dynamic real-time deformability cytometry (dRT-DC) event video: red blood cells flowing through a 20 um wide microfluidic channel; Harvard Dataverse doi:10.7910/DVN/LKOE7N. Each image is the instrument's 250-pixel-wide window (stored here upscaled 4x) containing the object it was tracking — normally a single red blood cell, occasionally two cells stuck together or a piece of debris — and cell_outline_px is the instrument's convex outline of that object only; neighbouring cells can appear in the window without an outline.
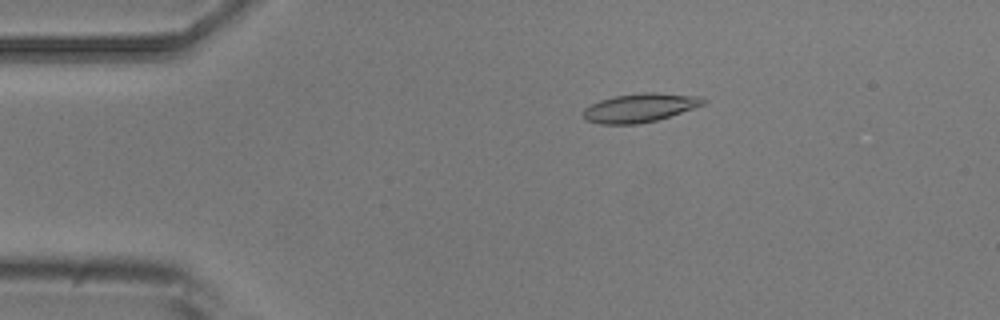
{"species": "common noctule bat (a hibernating species)", "species_latin": "Nyctalus noctula", "temperature_condition": "room temperature", "stored_images_in_passage": 8, "camera_frame_rate_fps": 3000, "um_per_image_px": 0.085, "animal": {"sex": "male", "body_mass_g": 20.5, "forearm_length_mm": 52.5}, "frame": {"image": 1, "passage_image": 3, "time_ms": 2.0, "image_size_px": [1000, 320], "cell_outline_px": [[708, 100], [704, 104], [656, 120], [640, 124], [600, 124], [588, 120], [584, 116], [584, 108], [600, 100], [616, 96], [644, 92], [656, 92], [704, 96]], "centroid_in_image_um": [54.44, 9.14], "position_along_channel_um": 30.6, "area_um2": 19.94}}
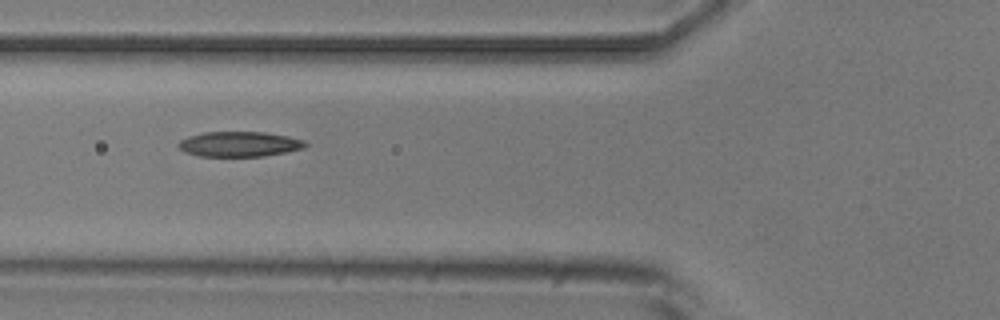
{"frame": {"image": 2, "passage_image": 5, "time_ms": 5.333, "image_size_px": [1000, 320], "cell_outline_px": [[308, 144], [304, 148], [264, 156], [200, 156], [184, 152], [176, 144], [180, 140], [188, 136], [204, 132], [264, 132], [288, 136], [304, 140]], "centroid_in_image_um": [20.33, 12.24], "position_along_channel_um": 105.5, "area_um2": 18.55}}
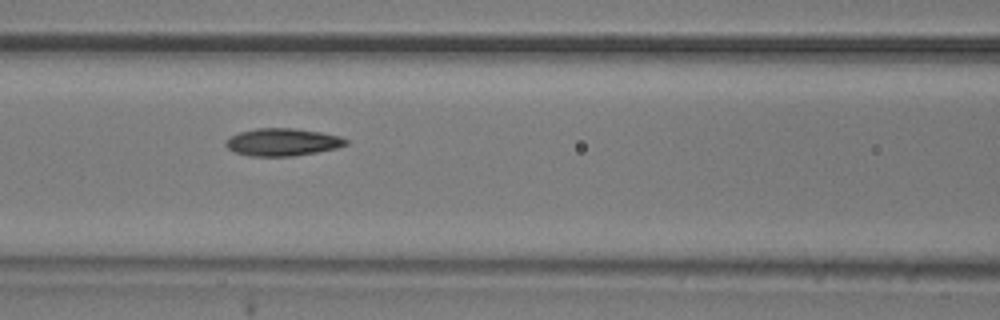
{"frame": {"image": 3, "passage_image": 6, "time_ms": 6.333, "image_size_px": [1000, 320], "cell_outline_px": [[348, 144], [336, 148], [316, 152], [292, 156], [252, 156], [236, 152], [228, 148], [224, 144], [232, 136], [240, 132], [256, 128], [292, 128], [320, 132], [340, 136], [348, 140]], "centroid_in_image_um": [24.04, 12.07], "position_along_channel_um": 142.6, "area_um2": 19.02}}